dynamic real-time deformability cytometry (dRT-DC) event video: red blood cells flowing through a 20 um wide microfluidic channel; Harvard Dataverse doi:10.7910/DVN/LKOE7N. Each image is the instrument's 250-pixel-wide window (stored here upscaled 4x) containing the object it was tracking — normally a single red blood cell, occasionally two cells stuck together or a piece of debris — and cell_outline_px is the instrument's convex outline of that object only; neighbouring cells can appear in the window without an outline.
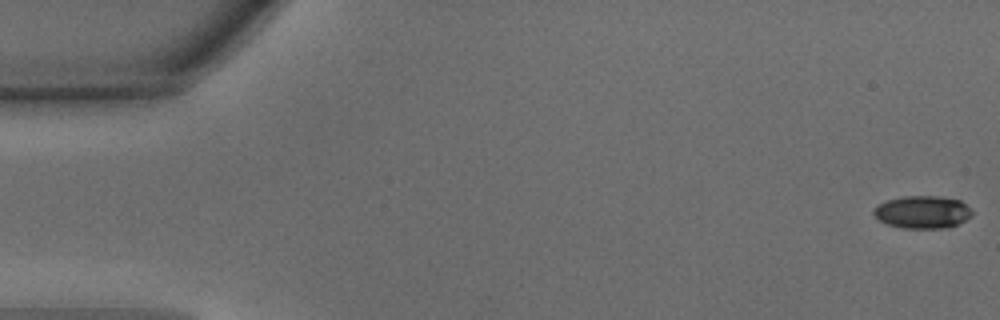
{"species": "common noctule bat (a hibernating species)", "species_latin": "Nyctalus noctula", "temperature_condition": "warm", "stored_images_in_passage": 47, "camera_frame_rate_fps": 3000, "um_per_image_px": 0.085, "animal": {"sex": "male", "body_mass_g": 15.6}, "frame": {"image": 1, "passage_image": 1, "time_ms": 0.0, "image_size_px": [1000, 320], "cell_outline_px": [[972, 216], [948, 228], [904, 228], [888, 224], [880, 220], [872, 212], [872, 208], [876, 204], [884, 200], [904, 196], [940, 196], [960, 200], [972, 212]], "centroid_in_image_um": [78.36, 18.01], "position_along_channel_um": 6.6, "area_um2": 18.73}}
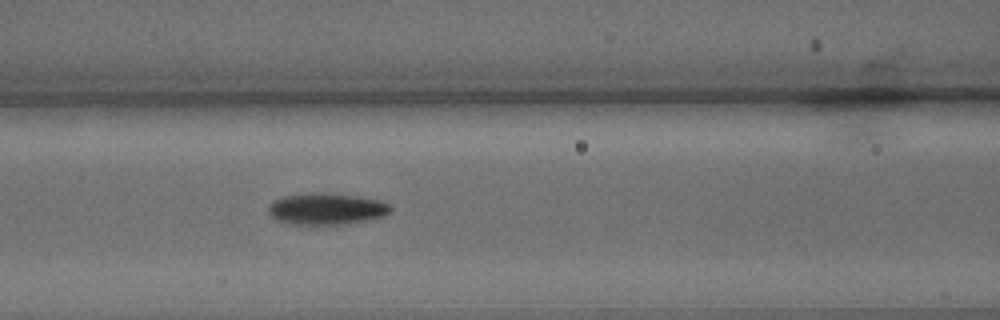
{"frame": {"image": 2, "passage_image": 20, "time_ms": 6.333, "image_size_px": [1000, 320], "cell_outline_px": [[392, 212], [384, 216], [368, 220], [340, 224], [296, 224], [280, 220], [272, 216], [268, 212], [268, 208], [276, 200], [288, 196], [356, 196], [384, 200], [392, 204]], "centroid_in_image_um": [27.91, 17.8], "position_along_channel_um": 138.7, "area_um2": 21.15}}
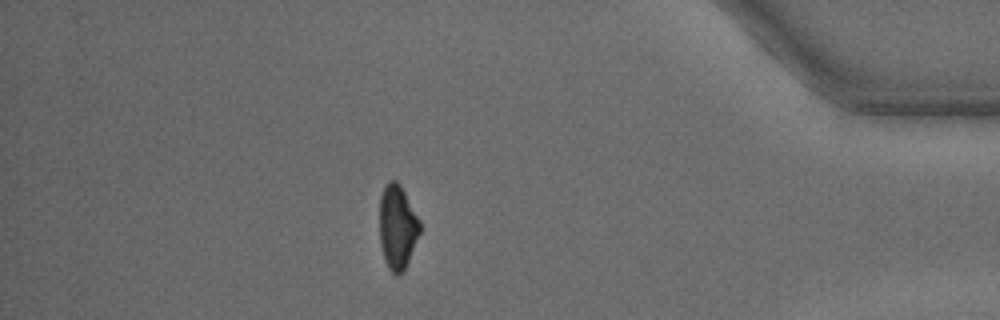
{"frame": {"image": 3, "passage_image": 41, "time_ms": 13.333, "image_size_px": [1000, 320], "cell_outline_px": [[420, 232], [408, 260], [400, 276], [396, 276], [388, 268], [384, 260], [380, 244], [380, 196], [384, 184], [388, 180], [396, 180], [400, 184], [420, 220]], "centroid_in_image_um": [33.76, 19.27], "position_along_channel_um": 401.4, "area_um2": 19.83}, "authors_computed_cell_mechanics": {"area_um2": 20.2878, "velocity_mm_per_s": 4.3405, "shape_relaxation_time_tau1_ms": 3.1473, "shape_relaxation_time_tau2_ms": 7.7077, "deformation_change_tau1": 0.1373, "deformation_change_tau2": 0.1608}}